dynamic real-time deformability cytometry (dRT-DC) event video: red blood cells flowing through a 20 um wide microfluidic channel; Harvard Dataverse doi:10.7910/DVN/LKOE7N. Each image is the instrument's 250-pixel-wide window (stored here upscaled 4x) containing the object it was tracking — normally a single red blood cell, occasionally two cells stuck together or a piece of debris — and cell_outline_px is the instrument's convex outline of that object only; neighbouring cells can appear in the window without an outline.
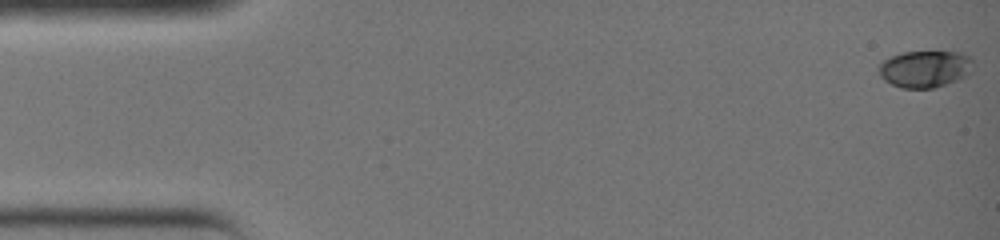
{"species": "common noctule bat (a hibernating species)", "species_latin": "Nyctalus noctula", "temperature_condition": "warm", "stored_images_in_passage": 37, "camera_frame_rate_fps": 3000, "um_per_image_px": 0.085, "animal": {"sex": "female", "body_mass_g": 19.0, "forearm_length_mm": 51.5}, "frame": {"image": 1, "passage_image": 1, "time_ms": 0.0, "image_size_px": [1000, 240], "cell_outline_px": [[972, 72], [968, 76], [932, 88], [900, 88], [884, 80], [880, 76], [880, 64], [884, 60], [892, 56], [904, 52], [960, 52], [968, 56], [972, 60]], "centroid_in_image_um": [78.64, 5.86], "position_along_channel_um": 6.4, "area_um2": 20.11}}
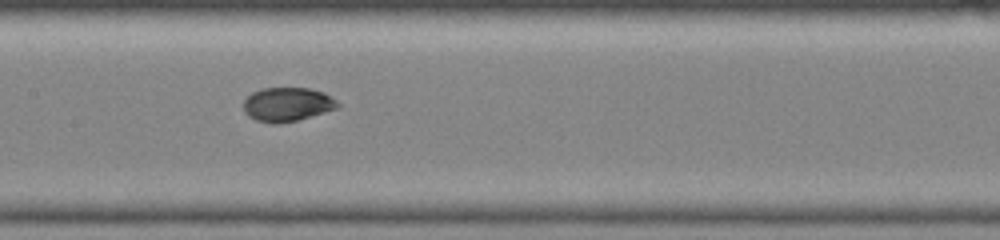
{"frame": {"image": 2, "passage_image": 19, "time_ms": 6.0, "image_size_px": [1000, 240], "cell_outline_px": [[340, 104], [336, 108], [324, 112], [296, 120], [276, 124], [272, 124], [256, 120], [248, 116], [244, 112], [244, 100], [252, 92], [260, 88], [308, 88], [324, 92], [332, 96]], "centroid_in_image_um": [24.4, 8.86], "position_along_channel_um": 183.0, "area_um2": 18.61}}
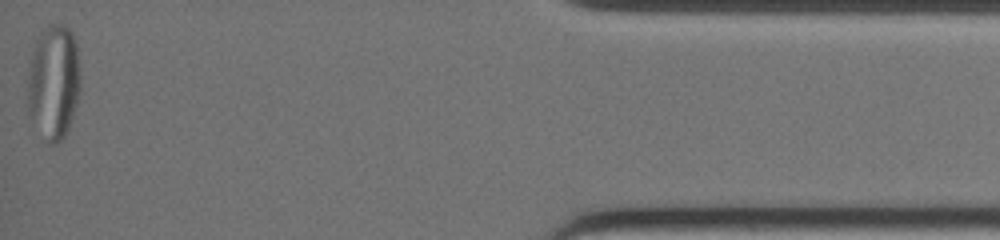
{"frame": {"image": 3, "passage_image": 37, "time_ms": 12.0, "image_size_px": [1000, 240], "cell_outline_px": [[80, 92], [68, 128], [64, 136], [56, 144], [52, 144], [48, 140], [28, 112], [24, 88], [32, 52], [36, 40], [40, 32], [48, 24], [64, 24], [72, 32], [76, 40], [80, 72]], "centroid_in_image_um": [4.54, 6.89], "position_along_channel_um": 430.7, "area_um2": 35.72}}